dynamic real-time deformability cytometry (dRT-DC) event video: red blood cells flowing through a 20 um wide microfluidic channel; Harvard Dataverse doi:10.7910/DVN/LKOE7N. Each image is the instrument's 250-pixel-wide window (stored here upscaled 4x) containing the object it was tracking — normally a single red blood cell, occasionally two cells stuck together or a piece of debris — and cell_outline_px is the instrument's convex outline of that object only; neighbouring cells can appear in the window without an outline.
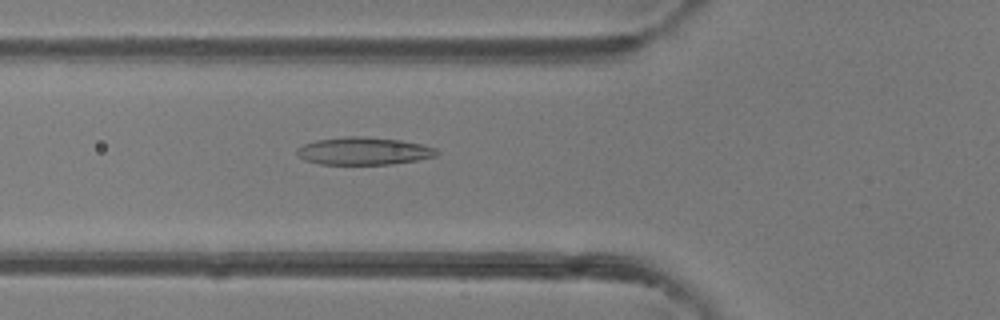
{"species": "common noctule bat (a hibernating species)", "species_latin": "Nyctalus noctula", "temperature_condition": "room temperature", "stored_images_in_passage": 47, "camera_frame_rate_fps": 3000, "um_per_image_px": 0.085, "animal": {"sex": "female"}, "frame": {"image": 1, "passage_image": 17, "time_ms": 5.333, "image_size_px": [1000, 320], "cell_outline_px": [[440, 152], [436, 156], [416, 160], [392, 164], [320, 164], [304, 160], [296, 152], [296, 148], [304, 144], [316, 140], [344, 136], [360, 136], [400, 140], [420, 144], [436, 148]], "centroid_in_image_um": [30.9, 12.83], "position_along_channel_um": 94.9, "area_um2": 22.43}}
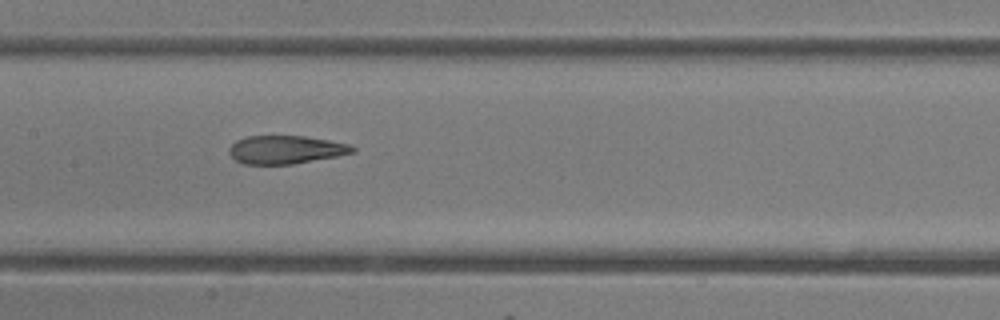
{"frame": {"image": 2, "passage_image": 23, "time_ms": 7.333, "image_size_px": [1000, 320], "cell_outline_px": [[356, 152], [336, 156], [292, 164], [244, 164], [236, 160], [228, 152], [228, 148], [236, 140], [248, 136], [304, 136], [352, 144], [356, 148]], "centroid_in_image_um": [24.3, 12.72], "position_along_channel_um": 183.1, "area_um2": 20.29}}
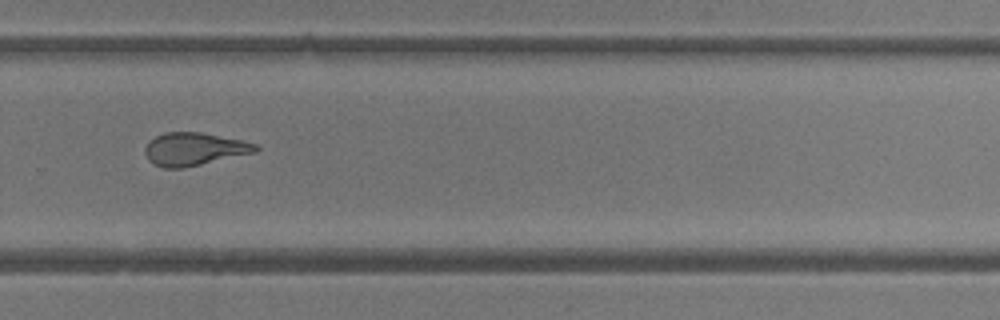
{"frame": {"image": 3, "passage_image": 32, "time_ms": 10.333, "image_size_px": [1000, 320], "cell_outline_px": [[260, 148], [256, 152], [184, 168], [164, 168], [148, 160], [144, 152], [144, 148], [148, 140], [164, 132], [200, 132], [240, 140], [256, 144]], "centroid_in_image_um": [16.47, 12.67], "position_along_channel_um": 313.3, "area_um2": 21.15}, "authors_computed_cell_mechanics": {"area_um2": 22.6576, "velocity_mm_per_s": 4.3607, "shape_relaxation_time_tau1_ms": null, "shape_relaxation_time_tau2_ms": 2.2326, "deformation_change_tau1": null, "deformation_change_tau2": 0.1118}}